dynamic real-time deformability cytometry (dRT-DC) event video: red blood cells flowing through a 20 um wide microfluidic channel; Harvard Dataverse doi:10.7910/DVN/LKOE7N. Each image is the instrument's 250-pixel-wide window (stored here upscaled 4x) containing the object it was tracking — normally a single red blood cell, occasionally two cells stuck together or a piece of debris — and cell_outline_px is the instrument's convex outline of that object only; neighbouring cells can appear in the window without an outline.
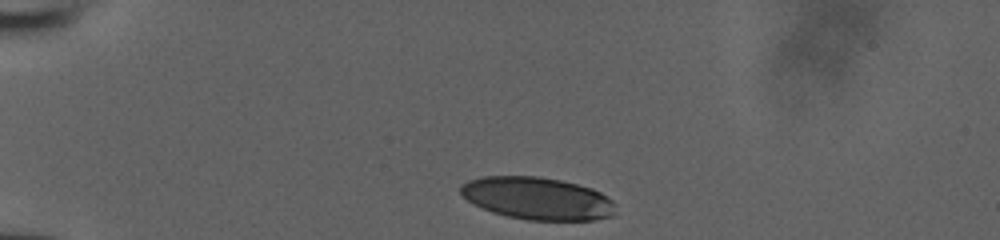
{"species": "human", "species_latin": "Homo sapiens", "temperature_condition": "room temperature", "stored_images_in_passage": 32, "camera_frame_rate_fps": 3000, "um_per_image_px": 0.085, "donor": {"sex": "male"}, "frame": {"image": 1, "passage_image": 1, "time_ms": 0.0, "image_size_px": [1000, 240], "cell_outline_px": [[616, 204], [612, 216], [592, 220], [528, 220], [508, 216], [492, 212], [472, 204], [460, 192], [460, 184], [468, 180], [484, 176], [540, 176], [560, 180], [592, 188], [600, 192], [612, 200]], "centroid_in_image_um": [45.66, 16.86], "position_along_channel_um": 39.3, "area_um2": 38.38}}
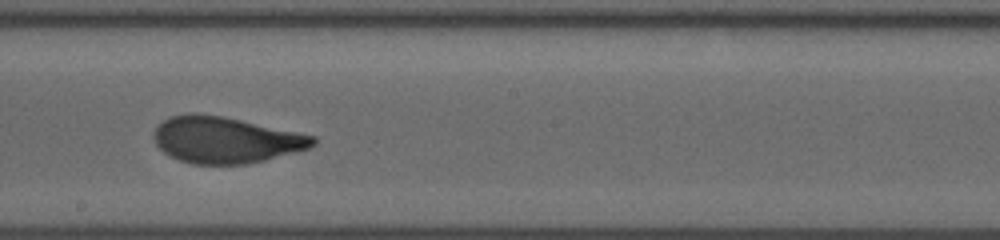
{"frame": {"image": 2, "passage_image": 19, "time_ms": 6.0, "image_size_px": [1000, 240], "cell_outline_px": [[316, 144], [308, 148], [264, 160], [244, 164], [192, 164], [180, 160], [164, 152], [156, 144], [156, 128], [164, 120], [172, 116], [188, 112], [196, 112], [220, 116], [240, 120], [316, 136]], "centroid_in_image_um": [19.18, 11.89], "position_along_channel_um": 229.0, "area_um2": 42.31}}
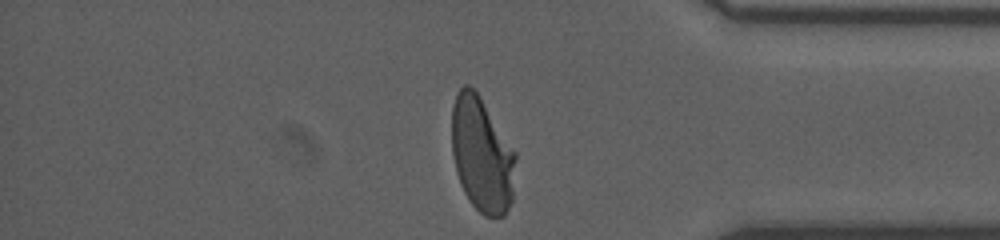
{"frame": {"image": 3, "passage_image": 32, "time_ms": 10.333, "image_size_px": [1000, 240], "cell_outline_px": [[516, 160], [512, 200], [504, 216], [484, 216], [472, 204], [464, 192], [460, 184], [456, 172], [452, 152], [452, 104], [456, 92], [464, 84], [468, 84], [476, 92], [516, 152]], "centroid_in_image_um": [40.95, 13.16], "position_along_channel_um": 394.3, "area_um2": 42.66}}